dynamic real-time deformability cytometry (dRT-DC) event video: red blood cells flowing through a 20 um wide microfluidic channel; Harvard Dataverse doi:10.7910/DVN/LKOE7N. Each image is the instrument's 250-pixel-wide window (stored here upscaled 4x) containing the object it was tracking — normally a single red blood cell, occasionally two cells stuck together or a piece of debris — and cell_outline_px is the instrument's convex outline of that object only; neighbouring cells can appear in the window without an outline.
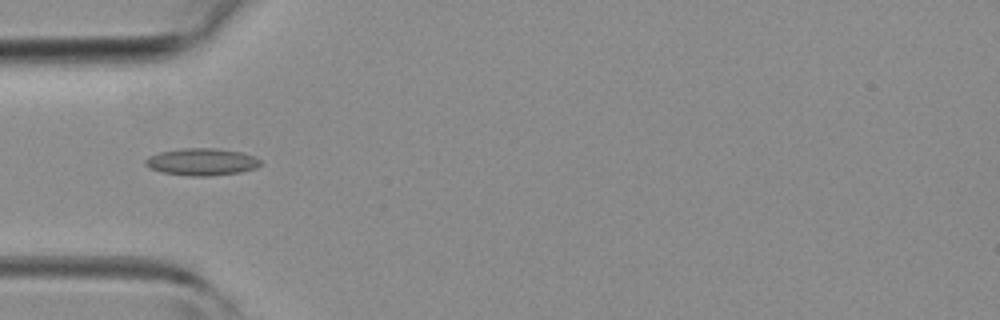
{"species": "common noctule bat (a hibernating species)", "species_latin": "Nyctalus noctula", "temperature_condition": "room temperature", "stored_images_in_passage": 43, "camera_frame_rate_fps": 3000, "um_per_image_px": 0.085, "animal": {"sex": "female", "body_mass_g": 19.3, "forearm_length_mm": 54.1}, "frame": {"image": 1, "passage_image": 13, "time_ms": 4.0, "image_size_px": [1000, 320], "cell_outline_px": [[264, 164], [256, 168], [240, 172], [208, 176], [192, 176], [160, 172], [144, 164], [144, 160], [148, 156], [160, 152], [180, 148], [216, 148], [240, 152], [256, 156]], "centroid_in_image_um": [17.17, 13.75], "position_along_channel_um": 67.8, "area_um2": 18.32}}
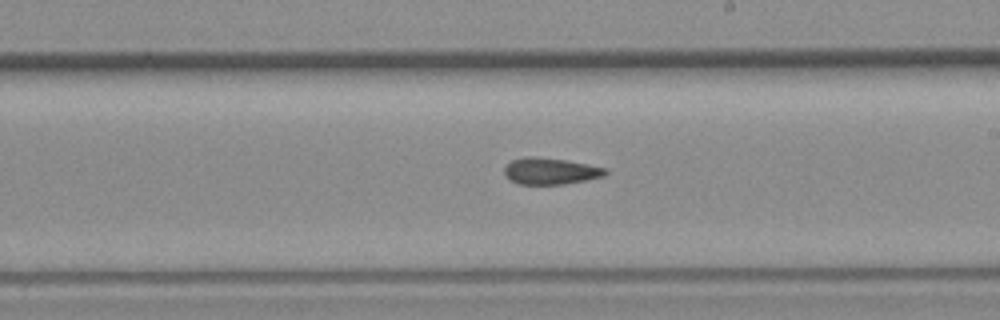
{"frame": {"image": 2, "passage_image": 24, "time_ms": 7.667, "image_size_px": [1000, 320], "cell_outline_px": [[608, 172], [604, 176], [564, 184], [520, 184], [504, 176], [504, 168], [512, 160], [528, 156], [532, 156], [568, 160], [608, 168]], "centroid_in_image_um": [46.81, 14.53], "position_along_channel_um": 242.2, "area_um2": 15.61}}
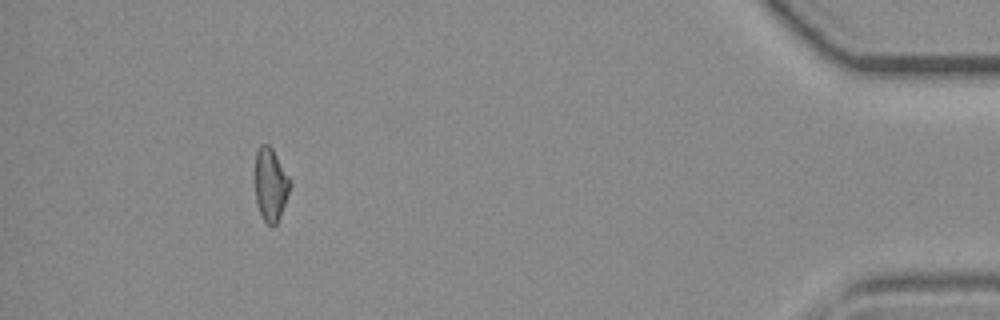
{"frame": {"image": 3, "passage_image": 39, "time_ms": 12.667, "image_size_px": [1000, 320], "cell_outline_px": [[292, 184], [280, 216], [276, 224], [268, 224], [264, 220], [256, 204], [252, 176], [256, 152], [260, 144], [268, 144], [272, 148], [292, 180]], "centroid_in_image_um": [22.96, 15.63], "position_along_channel_um": 412.2, "area_um2": 15.55}}